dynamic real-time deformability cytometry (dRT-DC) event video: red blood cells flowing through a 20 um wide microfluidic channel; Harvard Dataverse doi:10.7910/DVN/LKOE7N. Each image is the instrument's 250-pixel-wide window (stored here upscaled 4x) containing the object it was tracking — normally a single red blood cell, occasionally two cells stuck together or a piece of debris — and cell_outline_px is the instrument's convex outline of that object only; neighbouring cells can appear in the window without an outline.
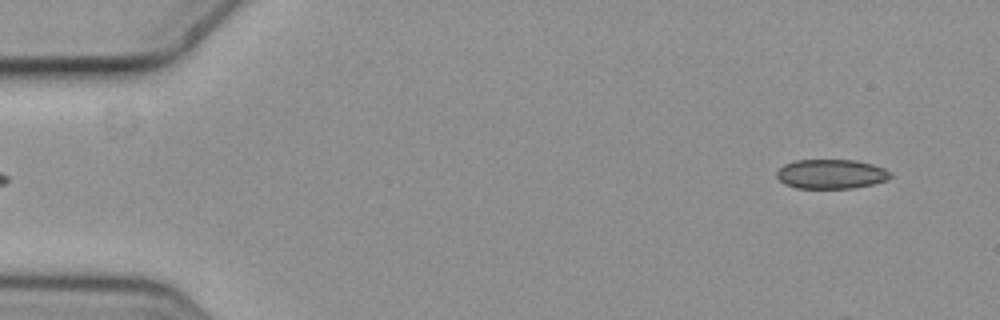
{"species": "common noctule bat (a hibernating species)", "species_latin": "Nyctalus noctula", "temperature_condition": "cold", "stored_images_in_passage": 5, "segment_of_instrument_passage": [2, 2], "camera_frame_rate_fps": 3000, "um_per_image_px": 0.085, "animal": {"sex": "female", "body_mass_g": 19.3, "forearm_length_mm": 54.1}, "frame": {"image": 1, "passage_image": 5, "time_ms": 1.333, "image_size_px": [1000, 320], "cell_outline_px": [[892, 176], [888, 180], [872, 184], [852, 188], [796, 188], [784, 184], [776, 176], [776, 172], [784, 164], [796, 160], [856, 160], [872, 164], [884, 168], [892, 172]], "centroid_in_image_um": [70.66, 14.79], "position_along_channel_um": 14.3, "area_um2": 19.59}}